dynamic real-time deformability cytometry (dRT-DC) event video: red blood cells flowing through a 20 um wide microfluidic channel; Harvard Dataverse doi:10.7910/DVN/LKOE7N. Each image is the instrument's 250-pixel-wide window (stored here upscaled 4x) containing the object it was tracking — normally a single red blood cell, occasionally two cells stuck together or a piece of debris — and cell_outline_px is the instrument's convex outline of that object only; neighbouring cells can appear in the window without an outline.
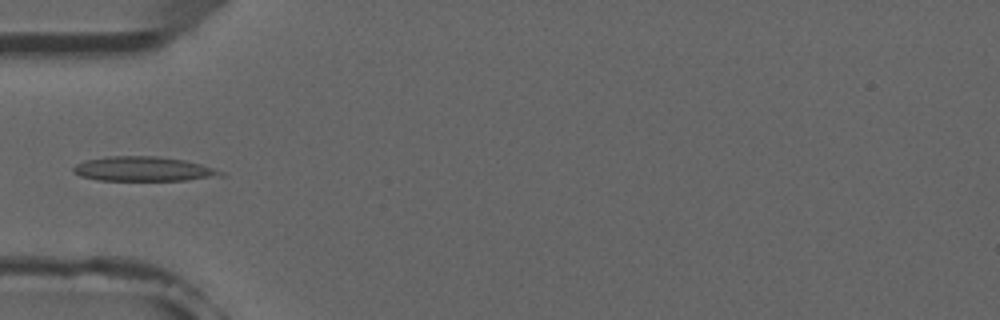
{"species": "common noctule bat (a hibernating species)", "species_latin": "Nyctalus noctula", "temperature_condition": "room temperature", "stored_images_in_passage": 5, "camera_frame_rate_fps": 3000, "um_per_image_px": 0.085, "animal": {"sex": "male", "forearm_length_mm": 52.5}, "frame": {"image": 1, "passage_image": 3, "time_ms": 2.333, "image_size_px": [1000, 320], "cell_outline_px": [[224, 176], [188, 180], [96, 180], [80, 176], [72, 172], [72, 168], [76, 164], [88, 160], [108, 156], [160, 156], [184, 160], [200, 164], [224, 172]], "centroid_in_image_um": [12.18, 14.36], "position_along_channel_um": 72.8, "area_um2": 21.04}}
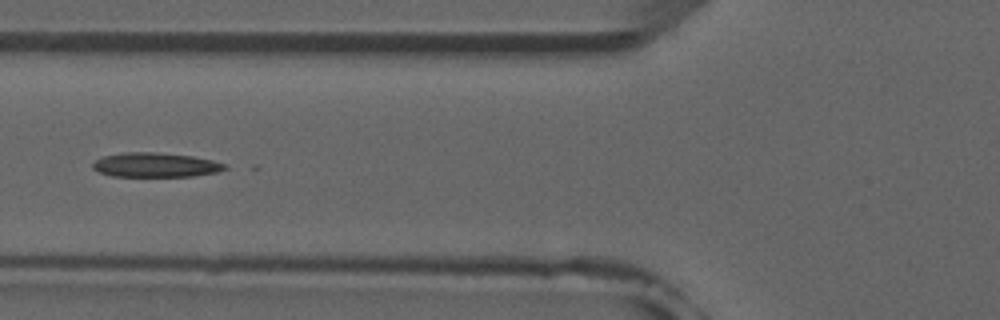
{"frame": {"image": 2, "passage_image": 4, "time_ms": 3.333, "image_size_px": [1000, 320], "cell_outline_px": [[228, 168], [216, 172], [192, 176], [112, 176], [100, 172], [92, 168], [92, 164], [96, 160], [104, 156], [124, 152], [156, 152], [192, 156], [212, 160], [228, 164]], "centroid_in_image_um": [13.23, 14.01], "position_along_channel_um": 112.6, "area_um2": 18.73}}
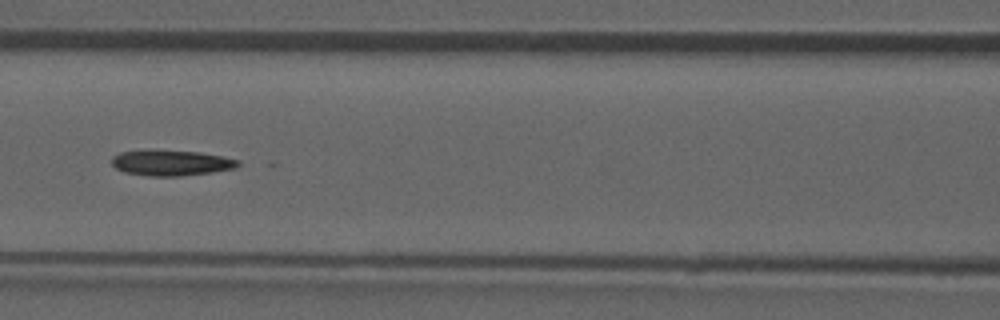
{"frame": {"image": 3, "passage_image": 5, "time_ms": 4.333, "image_size_px": [1000, 320], "cell_outline_px": [[240, 164], [236, 168], [212, 172], [180, 176], [148, 176], [124, 172], [116, 168], [112, 164], [112, 156], [120, 152], [200, 152], [224, 156], [240, 160]], "centroid_in_image_um": [14.61, 13.88], "position_along_channel_um": 152.0, "area_um2": 18.26}}